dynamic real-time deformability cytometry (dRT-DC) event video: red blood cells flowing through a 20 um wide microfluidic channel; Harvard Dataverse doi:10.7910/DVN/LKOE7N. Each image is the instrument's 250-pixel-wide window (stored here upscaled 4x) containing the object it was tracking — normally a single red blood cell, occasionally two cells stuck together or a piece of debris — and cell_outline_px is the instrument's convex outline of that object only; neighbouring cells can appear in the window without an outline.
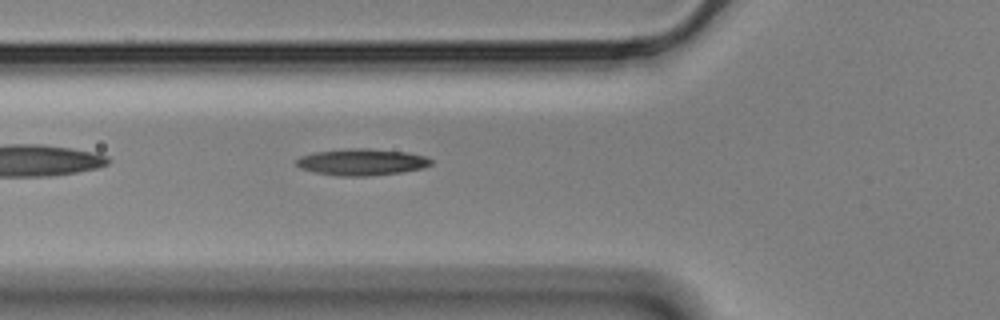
{"species": "Egyptian fruit bat (a non-hibernating species)", "species_latin": "Rousettus aegyptiacus", "temperature_condition": "cold", "stored_images_in_passage": 40, "camera_frame_rate_fps": 3000, "um_per_image_px": 0.085, "animal": {"sex": "male"}, "frame": {"image": 1, "passage_image": 5, "time_ms": 1.333, "image_size_px": [1000, 320], "cell_outline_px": [[432, 164], [420, 168], [400, 172], [368, 176], [340, 176], [316, 172], [300, 168], [296, 164], [296, 160], [300, 156], [312, 152], [348, 148], [368, 148], [408, 152], [424, 156], [432, 160]], "centroid_in_image_um": [30.71, 13.76], "position_along_channel_um": 95.1, "area_um2": 20.81}}
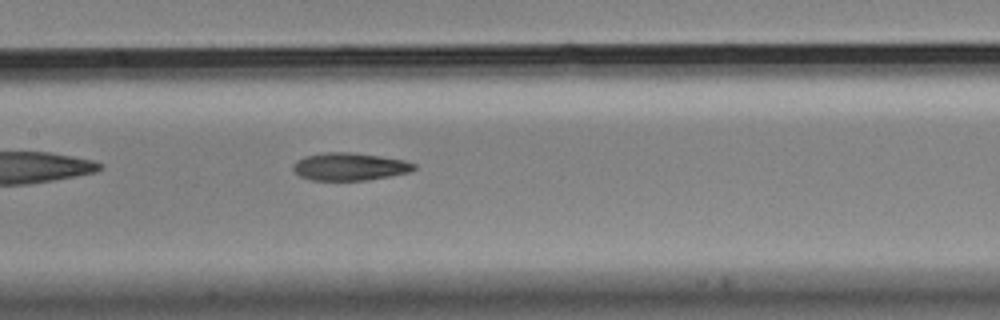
{"frame": {"image": 2, "passage_image": 12, "time_ms": 3.667, "image_size_px": [1000, 320], "cell_outline_px": [[416, 168], [408, 172], [392, 176], [368, 180], [312, 180], [300, 176], [292, 168], [292, 164], [296, 160], [304, 156], [324, 152], [348, 152], [380, 156], [404, 160], [416, 164]], "centroid_in_image_um": [29.7, 14.16], "position_along_channel_um": 177.7, "area_um2": 19.54}}
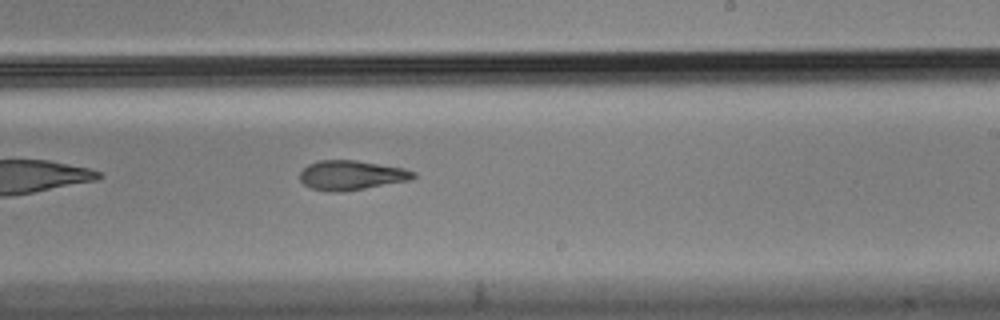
{"frame": {"image": 3, "passage_image": 19, "time_ms": 6.0, "image_size_px": [1000, 320], "cell_outline_px": [[416, 176], [408, 180], [364, 188], [340, 192], [332, 192], [312, 188], [304, 184], [300, 180], [300, 172], [308, 164], [320, 160], [356, 160], [404, 168], [416, 172]], "centroid_in_image_um": [29.85, 14.88], "position_along_channel_um": 259.2, "area_um2": 19.31}}